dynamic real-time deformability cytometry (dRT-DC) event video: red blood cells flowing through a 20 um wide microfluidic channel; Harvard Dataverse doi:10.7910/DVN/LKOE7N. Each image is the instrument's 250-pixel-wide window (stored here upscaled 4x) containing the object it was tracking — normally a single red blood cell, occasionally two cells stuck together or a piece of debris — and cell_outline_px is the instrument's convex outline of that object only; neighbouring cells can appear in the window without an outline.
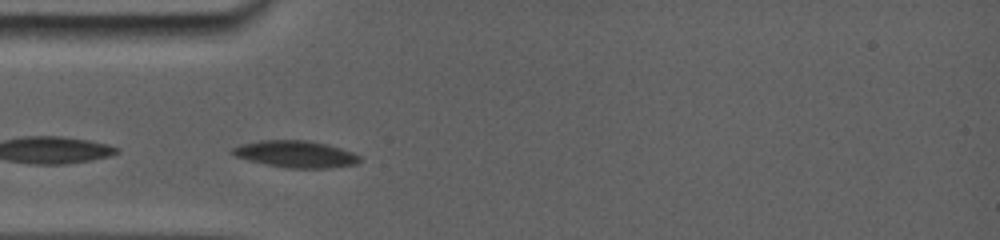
{"species": "common noctule bat (a hibernating species)", "species_latin": "Nyctalus noctula", "temperature_condition": "room temperature", "stored_images_in_passage": 21, "camera_frame_rate_fps": 5000, "um_per_image_px": 0.085, "animal": {"sex": "female", "body_mass_g": 19.0, "forearm_length_mm": 56.7}, "frame": {"image": 1, "passage_image": 2, "time_ms": 0.6, "image_size_px": [1000, 240], "cell_outline_px": [[360, 160], [356, 164], [328, 168], [288, 168], [248, 160], [236, 156], [232, 152], [232, 148], [244, 144], [264, 140], [300, 140], [324, 144], [352, 152], [360, 156]], "centroid_in_image_um": [25.15, 13.11], "position_along_channel_um": 59.9, "area_um2": 19.31}}
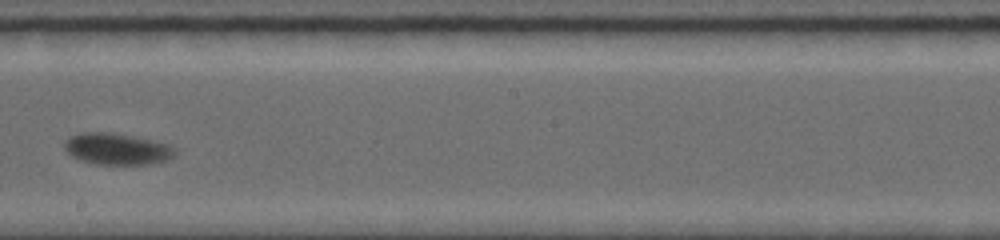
{"frame": {"image": 2, "passage_image": 11, "time_ms": 5.4, "image_size_px": [1000, 240], "cell_outline_px": [[176, 152], [168, 160], [148, 164], [96, 164], [80, 160], [72, 156], [64, 148], [64, 140], [72, 136], [84, 132], [108, 132], [132, 136], [168, 144]], "centroid_in_image_um": [9.91, 12.66], "position_along_channel_um": 238.3, "area_um2": 20.0}}
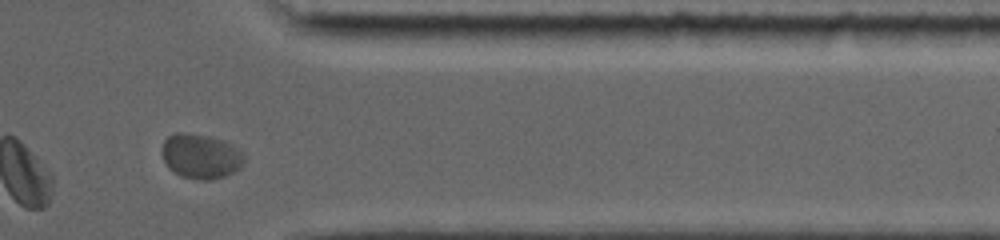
{"frame": {"image": 3, "passage_image": 19, "time_ms": 9.6, "image_size_px": [1000, 240], "cell_outline_px": [[244, 164], [240, 168], [224, 176], [212, 180], [196, 180], [180, 176], [168, 168], [160, 152], [164, 140], [168, 136], [176, 132], [188, 132], [208, 136], [224, 140], [232, 144], [244, 152]], "centroid_in_image_um": [17.06, 13.27], "position_along_channel_um": 394.3, "area_um2": 21.91}, "authors_computed_cell_mechanics": {"area_um2": 19.7098, "velocity_mm_per_s": 3.7395, "shape_relaxation_time_tau1_ms": 5.8547, "shape_relaxation_time_tau2_ms": null, "deformation_change_tau1": 0.1065, "deformation_change_tau2": null}}